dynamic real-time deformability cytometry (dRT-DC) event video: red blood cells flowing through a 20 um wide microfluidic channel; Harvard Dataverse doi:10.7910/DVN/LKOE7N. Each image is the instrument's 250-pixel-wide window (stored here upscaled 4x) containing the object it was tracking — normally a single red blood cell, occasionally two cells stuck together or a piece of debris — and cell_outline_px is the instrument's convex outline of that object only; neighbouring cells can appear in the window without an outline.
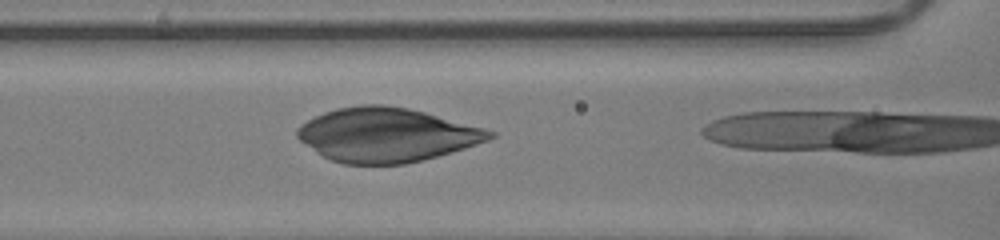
{"species": "human", "species_latin": "Homo sapiens", "temperature_condition": "room temperature", "stored_images_in_passage": 10, "camera_frame_rate_fps": 3000, "um_per_image_px": 0.085, "donor": {"sex": "male"}, "frame": {"image": 1, "passage_image": 9, "time_ms": 2.667, "image_size_px": [1000, 240], "cell_outline_px": [[496, 136], [488, 140], [464, 148], [436, 156], [404, 164], [344, 164], [332, 160], [316, 152], [300, 140], [296, 136], [296, 128], [300, 124], [324, 112], [336, 108], [360, 104], [384, 104], [408, 108], [424, 112], [484, 128], [496, 132]], "centroid_in_image_um": [32.83, 11.45], "position_along_channel_um": 133.8, "area_um2": 60.29}}